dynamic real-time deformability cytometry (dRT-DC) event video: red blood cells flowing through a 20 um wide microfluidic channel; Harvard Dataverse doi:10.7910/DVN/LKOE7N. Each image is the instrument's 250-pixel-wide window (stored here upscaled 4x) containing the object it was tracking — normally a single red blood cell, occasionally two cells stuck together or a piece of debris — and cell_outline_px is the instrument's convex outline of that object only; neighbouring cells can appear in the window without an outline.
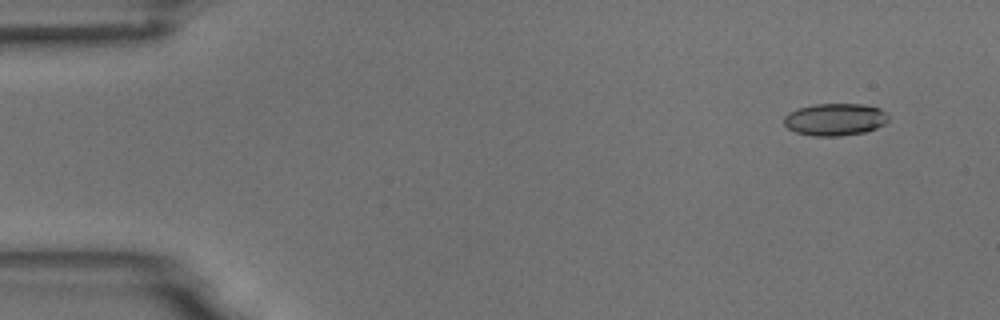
{"species": "common noctule bat (a hibernating species)", "species_latin": "Nyctalus noctula", "temperature_condition": "room temperature", "stored_images_in_passage": 6, "camera_frame_rate_fps": 3000, "um_per_image_px": 0.085, "animal": {"sex": "male", "body_mass_g": 18.8}, "frame": {"image": 1, "passage_image": 1, "time_ms": 0.0, "image_size_px": [1000, 320], "cell_outline_px": [[888, 120], [884, 124], [876, 128], [864, 132], [840, 136], [812, 136], [796, 132], [788, 128], [784, 124], [784, 116], [788, 112], [796, 108], [816, 104], [864, 104], [880, 108], [888, 116]], "centroid_in_image_um": [70.95, 10.15], "position_along_channel_um": 14.0, "area_um2": 19.71}}
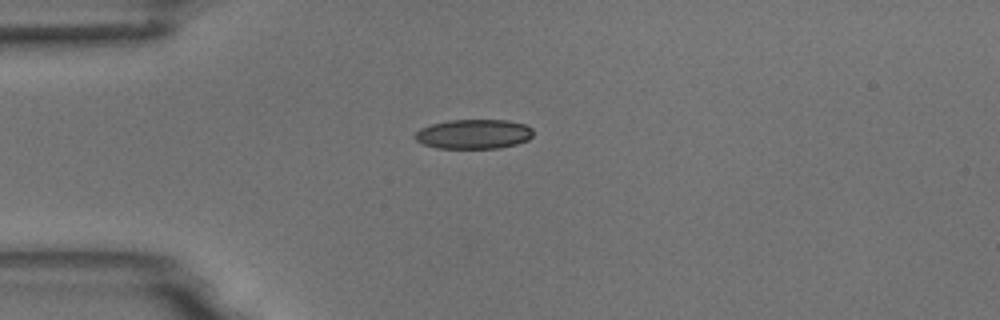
{"frame": {"image": 2, "passage_image": 4, "time_ms": 1.0, "image_size_px": [1000, 320], "cell_outline_px": [[532, 136], [528, 140], [516, 144], [500, 148], [436, 148], [424, 144], [416, 140], [412, 136], [420, 128], [432, 124], [448, 120], [508, 120], [524, 124], [532, 128]], "centroid_in_image_um": [40.25, 11.39], "position_along_channel_um": 44.7, "area_um2": 20.4}}
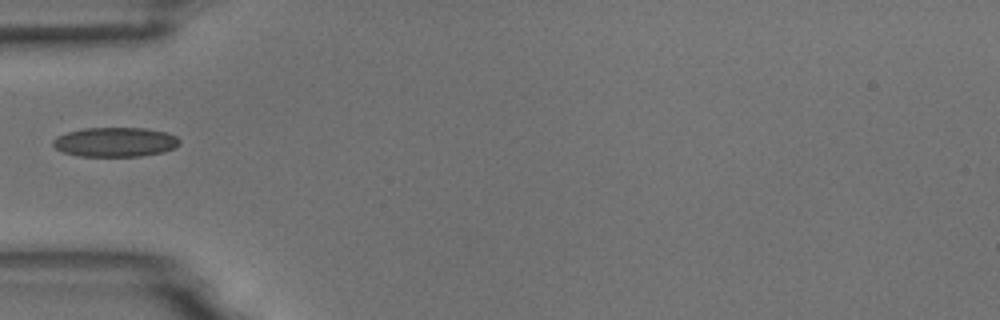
{"frame": {"image": 3, "passage_image": 5, "time_ms": 1.333, "image_size_px": [1000, 320], "cell_outline_px": [[180, 144], [176, 148], [164, 152], [140, 156], [80, 156], [64, 152], [56, 148], [52, 144], [52, 140], [56, 136], [68, 132], [84, 128], [144, 128], [168, 132], [176, 136], [180, 140]], "centroid_in_image_um": [9.83, 12.07], "position_along_channel_um": 75.2, "area_um2": 21.85}}